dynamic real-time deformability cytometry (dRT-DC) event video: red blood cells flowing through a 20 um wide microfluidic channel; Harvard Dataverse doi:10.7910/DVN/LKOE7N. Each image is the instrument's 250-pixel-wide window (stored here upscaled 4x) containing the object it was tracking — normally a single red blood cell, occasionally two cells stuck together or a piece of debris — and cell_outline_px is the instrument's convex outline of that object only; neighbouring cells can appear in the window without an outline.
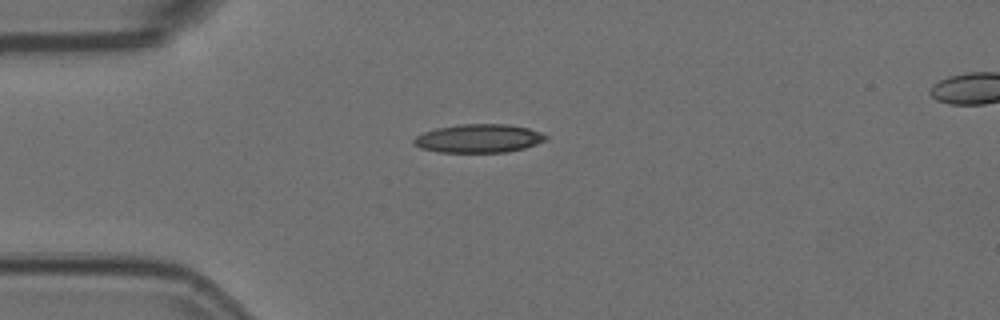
{"species": "Egyptian fruit bat (a non-hibernating species)", "species_latin": "Rousettus aegyptiacus", "temperature_condition": "room temperature", "stored_images_in_passage": 11, "camera_frame_rate_fps": 3000, "um_per_image_px": 0.085, "animal": {"sex": "female"}, "frame": {"image": 1, "passage_image": 1, "time_ms": 0.0, "image_size_px": [1000, 320], "cell_outline_px": [[548, 136], [544, 140], [536, 144], [524, 148], [508, 152], [440, 152], [420, 148], [412, 144], [412, 140], [416, 136], [424, 132], [436, 128], [460, 124], [508, 124], [528, 128], [540, 132]], "centroid_in_image_um": [40.66, 11.76], "position_along_channel_um": 44.3, "area_um2": 21.91}}
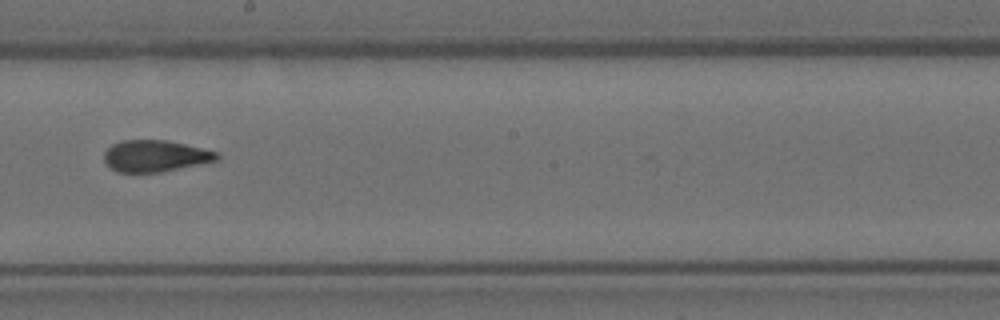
{"frame": {"image": 2, "passage_image": 6, "time_ms": 1.667, "image_size_px": [1000, 320], "cell_outline_px": [[220, 160], [160, 172], [116, 172], [104, 160], [104, 152], [112, 144], [124, 140], [168, 140], [220, 152]], "centroid_in_image_um": [13.24, 13.25], "position_along_channel_um": 235.0, "area_um2": 20.81}}
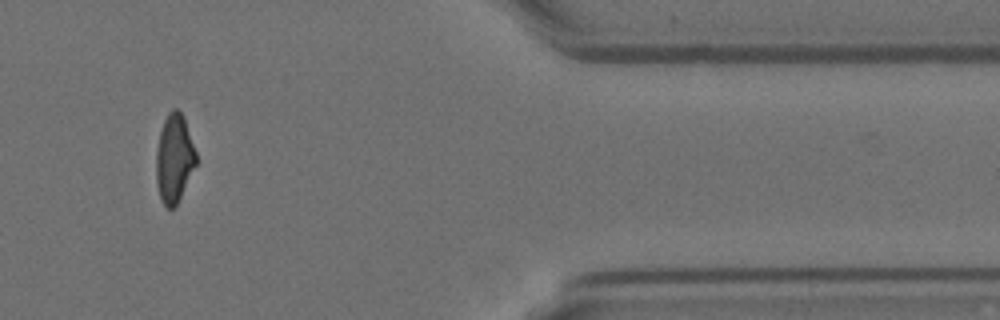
{"frame": {"image": 3, "passage_image": 10, "time_ms": 3.0, "image_size_px": [1000, 320], "cell_outline_px": [[196, 164], [176, 204], [172, 208], [168, 208], [160, 200], [156, 180], [156, 152], [160, 132], [164, 120], [168, 112], [172, 108], [176, 108], [184, 116], [196, 152]], "centroid_in_image_um": [14.8, 13.43], "position_along_channel_um": 396.6, "area_um2": 20.35}}